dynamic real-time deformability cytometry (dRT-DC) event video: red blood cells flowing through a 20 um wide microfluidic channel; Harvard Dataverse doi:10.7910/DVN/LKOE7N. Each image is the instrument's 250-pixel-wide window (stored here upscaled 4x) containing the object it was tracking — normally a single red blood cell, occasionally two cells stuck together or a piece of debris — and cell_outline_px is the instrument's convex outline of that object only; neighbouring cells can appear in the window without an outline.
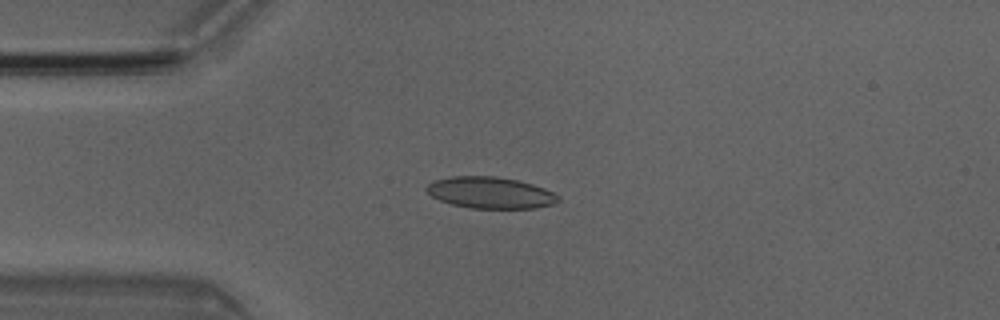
{"species": "Egyptian fruit bat (a non-hibernating species)", "species_latin": "Rousettus aegyptiacus", "temperature_condition": "room temperature", "stored_images_in_passage": 8, "camera_frame_rate_fps": 3000, "um_per_image_px": 0.085, "animal": {"sex": "male"}, "frame": {"image": 1, "passage_image": 4, "time_ms": 1.0, "image_size_px": [1000, 320], "cell_outline_px": [[560, 200], [552, 204], [536, 208], [472, 208], [452, 204], [440, 200], [432, 196], [424, 188], [432, 180], [452, 176], [496, 176], [516, 180], [532, 184], [544, 188], [560, 196]], "centroid_in_image_um": [41.66, 16.37], "position_along_channel_um": 43.3, "area_um2": 24.1}}